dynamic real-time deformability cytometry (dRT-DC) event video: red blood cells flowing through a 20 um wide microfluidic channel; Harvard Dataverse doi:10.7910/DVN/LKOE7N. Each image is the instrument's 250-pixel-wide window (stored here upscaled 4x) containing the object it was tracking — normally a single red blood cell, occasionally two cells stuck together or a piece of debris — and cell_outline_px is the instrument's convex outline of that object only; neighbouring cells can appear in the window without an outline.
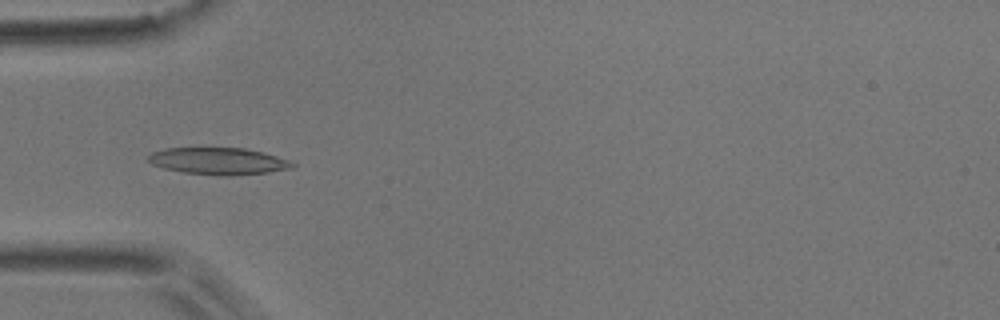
{"species": "common noctule bat (a hibernating species)", "species_latin": "Nyctalus noctula", "temperature_condition": "room temperature", "stored_images_in_passage": 39, "camera_frame_rate_fps": 3000, "um_per_image_px": 0.085, "animal": {"sex": "male", "body_mass_g": 17.9}, "frame": {"image": 1, "passage_image": 10, "time_ms": 3.0, "image_size_px": [1000, 320], "cell_outline_px": [[296, 168], [268, 172], [228, 176], [216, 176], [184, 172], [164, 168], [152, 164], [148, 160], [148, 156], [152, 152], [164, 148], [244, 148], [292, 160], [296, 164]], "centroid_in_image_um": [18.6, 13.7], "position_along_channel_um": 66.4, "area_um2": 22.72}}
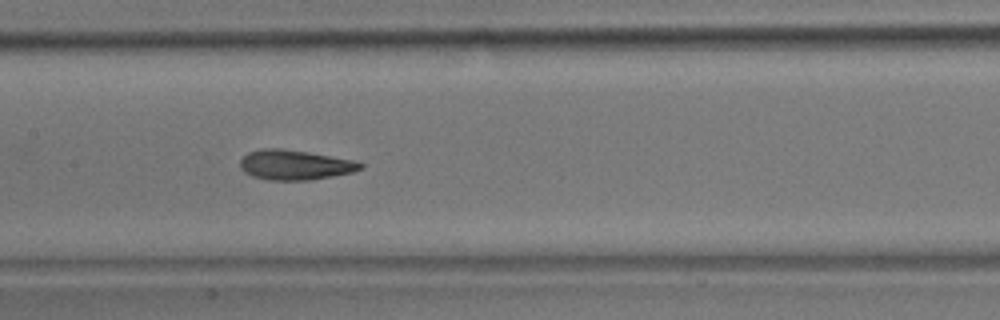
{"frame": {"image": 2, "passage_image": 19, "time_ms": 6.0, "image_size_px": [1000, 320], "cell_outline_px": [[364, 168], [352, 172], [312, 180], [268, 180], [252, 176], [244, 172], [240, 168], [240, 160], [248, 152], [260, 148], [280, 148], [308, 152], [352, 160], [364, 164]], "centroid_in_image_um": [25.04, 14.01], "position_along_channel_um": 182.4, "area_um2": 20.98}}
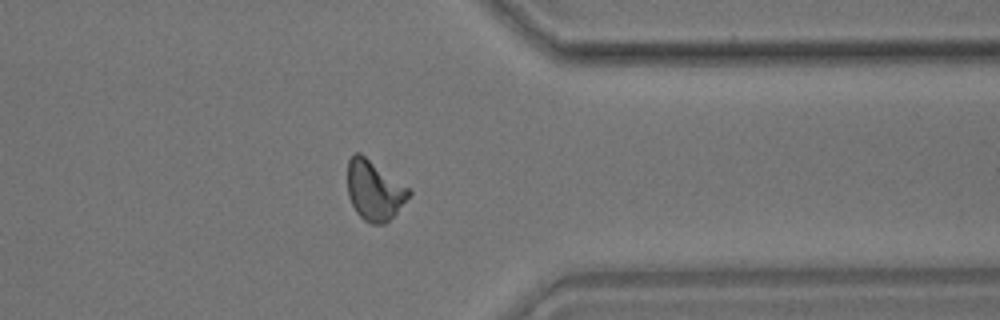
{"frame": {"image": 3, "passage_image": 35, "time_ms": 11.333, "image_size_px": [1000, 320], "cell_outline_px": [[412, 192], [396, 212], [384, 224], [372, 224], [364, 220], [356, 212], [348, 196], [348, 160], [356, 152], [360, 152], [408, 188]], "centroid_in_image_um": [31.78, 16.18], "position_along_channel_um": 379.6, "area_um2": 20.92}, "authors_computed_cell_mechanics": {"area_um2": 20.9814, "velocity_mm_per_s": 3.8564, "shape_relaxation_time_tau1_ms": 7.2717, "shape_relaxation_time_tau2_ms": 2.076, "deformation_change_tau1": 0.2055, "deformation_change_tau2": 0.0886}}